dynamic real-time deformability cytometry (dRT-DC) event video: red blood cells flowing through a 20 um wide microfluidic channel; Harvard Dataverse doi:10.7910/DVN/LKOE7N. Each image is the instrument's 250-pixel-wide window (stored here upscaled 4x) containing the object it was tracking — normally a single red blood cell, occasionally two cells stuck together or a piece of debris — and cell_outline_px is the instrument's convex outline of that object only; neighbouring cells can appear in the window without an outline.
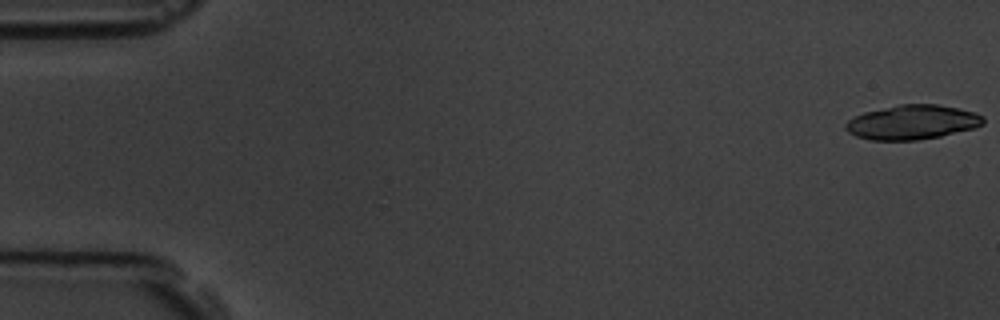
{"species": "common noctule bat (a hibernating species)", "species_latin": "Nyctalus noctula", "temperature_condition": "room temperature", "stored_images_in_passage": 7, "camera_frame_rate_fps": 3000, "um_per_image_px": 0.085, "animal": {"sex": "male", "body_mass_g": 19.5, "forearm_length_mm": 54.6}, "frame": {"image": 1, "passage_image": 1, "time_ms": 0.0, "image_size_px": [1000, 320], "cell_outline_px": [[984, 124], [972, 128], [940, 136], [916, 140], [872, 140], [856, 136], [848, 132], [844, 128], [844, 124], [848, 120], [864, 112], [900, 104], [936, 104], [976, 112], [984, 116]], "centroid_in_image_um": [77.53, 10.39], "position_along_channel_um": 7.5, "area_um2": 27.46}}